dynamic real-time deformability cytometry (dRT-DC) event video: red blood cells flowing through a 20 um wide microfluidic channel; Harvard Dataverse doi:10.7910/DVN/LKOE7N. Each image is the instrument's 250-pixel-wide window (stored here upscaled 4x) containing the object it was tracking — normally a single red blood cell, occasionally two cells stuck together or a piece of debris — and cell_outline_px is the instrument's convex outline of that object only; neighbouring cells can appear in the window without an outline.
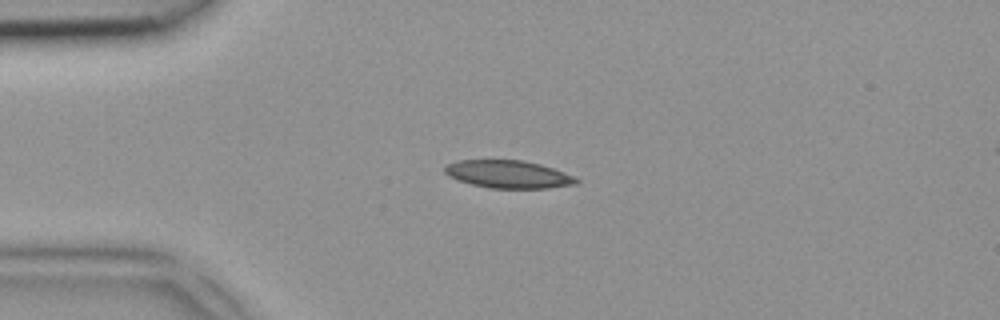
{"species": "common noctule bat (a hibernating species)", "species_latin": "Nyctalus noctula", "temperature_condition": "room temperature", "stored_images_in_passage": 3, "camera_frame_rate_fps": 3000, "um_per_image_px": 0.085, "animal": {"sex": "female", "body_mass_g": 18.4}, "frame": {"image": 1, "passage_image": 2, "time_ms": 0.333, "image_size_px": [1000, 320], "cell_outline_px": [[580, 180], [576, 184], [548, 188], [488, 188], [456, 180], [448, 176], [444, 172], [444, 168], [448, 164], [460, 160], [524, 160], [540, 164], [576, 176]], "centroid_in_image_um": [43.21, 14.81], "position_along_channel_um": 41.8, "area_um2": 21.33}}
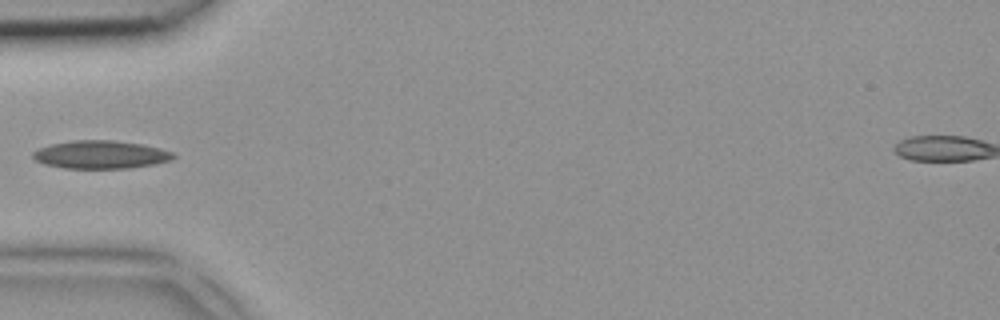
{"frame": {"image": 2, "passage_image": 3, "time_ms": 0.667, "image_size_px": [1000, 320], "cell_outline_px": [[176, 156], [172, 160], [156, 164], [132, 168], [64, 168], [44, 164], [36, 160], [32, 156], [32, 152], [40, 148], [52, 144], [72, 140], [112, 140], [144, 144], [160, 148], [172, 152]], "centroid_in_image_um": [8.59, 13.14], "position_along_channel_um": 76.4, "area_um2": 23.06}}